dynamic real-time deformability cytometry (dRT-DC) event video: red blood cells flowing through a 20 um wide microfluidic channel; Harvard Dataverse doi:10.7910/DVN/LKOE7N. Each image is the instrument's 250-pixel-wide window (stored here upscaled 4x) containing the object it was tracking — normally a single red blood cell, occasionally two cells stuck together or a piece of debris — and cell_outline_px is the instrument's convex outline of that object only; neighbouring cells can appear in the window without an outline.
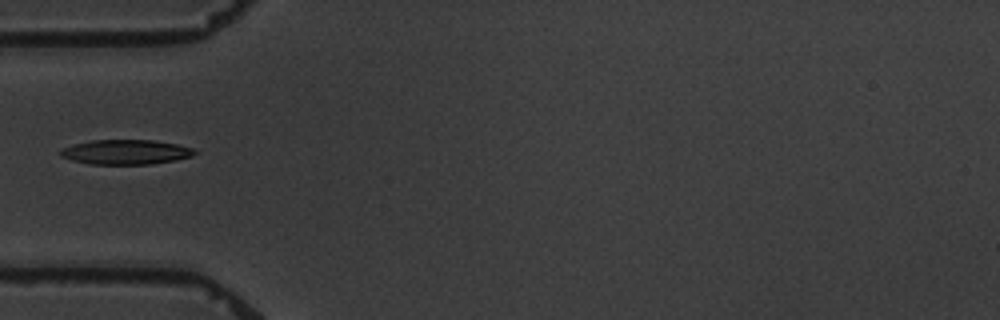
{"species": "common noctule bat (a hibernating species)", "species_latin": "Nyctalus noctula", "temperature_condition": "warm", "stored_images_in_passage": 2, "camera_frame_rate_fps": 3000, "um_per_image_px": 0.085, "animal": {"sex": "male", "body_mass_g": 19.5, "forearm_length_mm": 54.6}, "frame": {"image": 1, "passage_image": 2, "time_ms": 1.0, "image_size_px": [1000, 320], "cell_outline_px": [[196, 152], [192, 156], [176, 160], [152, 164], [88, 164], [72, 160], [60, 156], [60, 148], [72, 144], [92, 140], [152, 140], [176, 144], [192, 148]], "centroid_in_image_um": [10.64, 12.92], "position_along_channel_um": 74.4, "area_um2": 19.36}}